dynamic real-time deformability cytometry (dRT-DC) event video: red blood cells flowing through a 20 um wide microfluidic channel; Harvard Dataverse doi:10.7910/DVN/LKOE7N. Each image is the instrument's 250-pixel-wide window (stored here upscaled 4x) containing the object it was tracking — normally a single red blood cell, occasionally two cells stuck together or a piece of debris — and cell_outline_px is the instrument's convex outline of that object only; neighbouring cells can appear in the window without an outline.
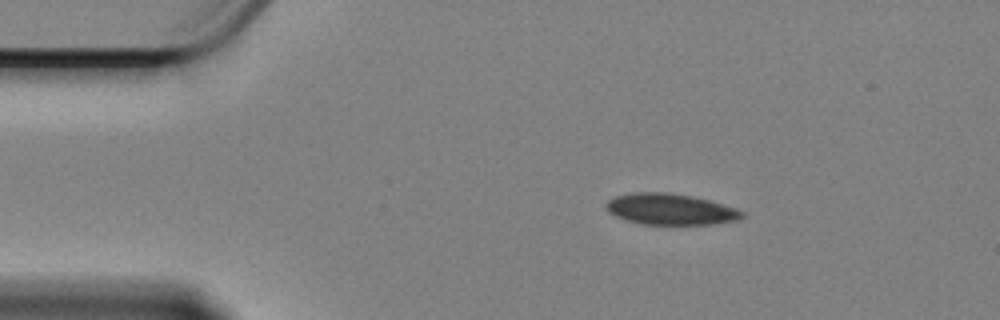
{"species": "Egyptian fruit bat (a non-hibernating species)", "species_latin": "Rousettus aegyptiacus", "temperature_condition": "cold", "stored_images_in_passage": 42, "camera_frame_rate_fps": 3000, "um_per_image_px": 0.085, "animal": {"sex": "female"}, "frame": {"image": 1, "passage_image": 2, "time_ms": 0.333, "image_size_px": [1000, 320], "cell_outline_px": [[744, 216], [736, 220], [708, 224], [640, 224], [616, 216], [608, 212], [604, 204], [608, 200], [616, 196], [636, 192], [668, 192], [692, 196], [708, 200], [736, 208], [744, 212]], "centroid_in_image_um": [56.95, 17.77], "position_along_channel_um": 28.0, "area_um2": 24.45}}
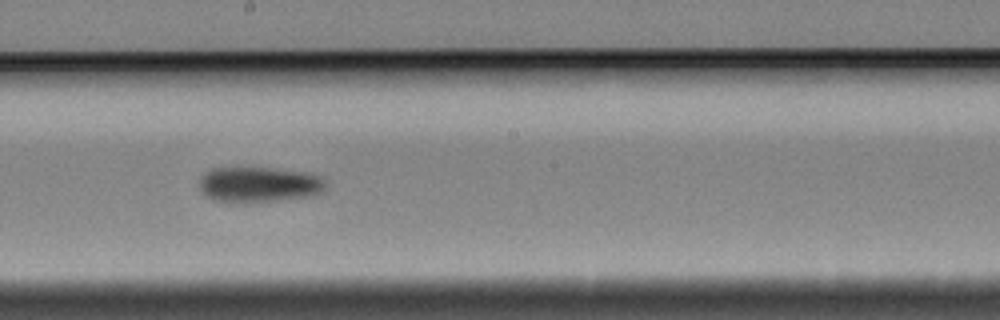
{"frame": {"image": 2, "passage_image": 24, "time_ms": 7.667, "image_size_px": [1000, 320], "cell_outline_px": [[324, 192], [316, 196], [252, 204], [240, 204], [212, 200], [204, 196], [200, 192], [200, 176], [204, 172], [212, 168], [268, 168], [308, 172], [324, 180]], "centroid_in_image_um": [21.97, 15.73], "position_along_channel_um": 226.2, "area_um2": 26.99}}
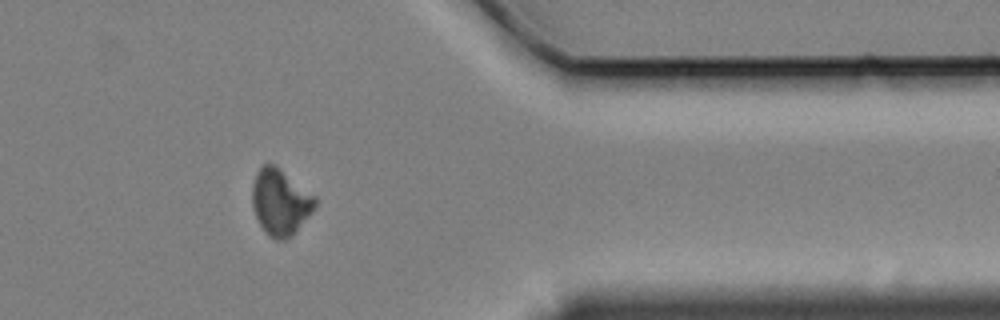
{"frame": {"image": 3, "passage_image": 40, "time_ms": 13.0, "image_size_px": [1000, 320], "cell_outline_px": [[316, 204], [312, 212], [292, 236], [284, 240], [276, 240], [268, 236], [260, 224], [256, 216], [252, 204], [252, 188], [256, 172], [264, 164], [272, 164], [316, 196]], "centroid_in_image_um": [23.82, 17.21], "position_along_channel_um": 387.6, "area_um2": 23.87}, "authors_computed_cell_mechanics": {"area_um2": 25.5476, "velocity_mm_per_s": 3.3647, "shape_relaxation_time_tau1_ms": 1.9628, "shape_relaxation_time_tau2_ms": null, "deformation_change_tau1": 0.059, "deformation_change_tau2": null}}